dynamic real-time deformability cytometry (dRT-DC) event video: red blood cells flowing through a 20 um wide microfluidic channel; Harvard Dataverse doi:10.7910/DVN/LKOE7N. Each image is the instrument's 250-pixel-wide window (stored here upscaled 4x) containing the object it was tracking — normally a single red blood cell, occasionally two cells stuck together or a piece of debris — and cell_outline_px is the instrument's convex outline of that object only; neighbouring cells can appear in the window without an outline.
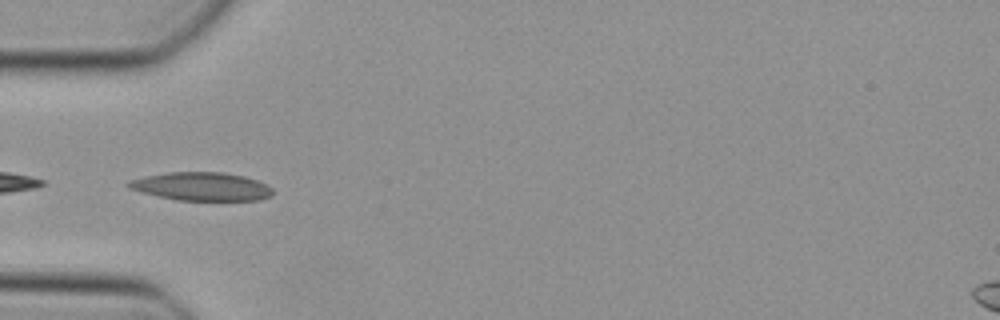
{"species": "Egyptian fruit bat (a non-hibernating species)", "species_latin": "Rousettus aegyptiacus", "temperature_condition": "cold", "stored_images_in_passage": 46, "camera_frame_rate_fps": 3000, "um_per_image_px": 0.085, "animal": {"sex": "female"}, "frame": {"image": 1, "passage_image": 14, "time_ms": 4.333, "image_size_px": [1000, 320], "cell_outline_px": [[272, 196], [256, 200], [176, 200], [140, 192], [128, 188], [124, 184], [128, 180], [144, 176], [168, 172], [224, 172], [244, 176], [256, 180], [272, 188]], "centroid_in_image_um": [17.06, 15.84], "position_along_channel_um": 67.9, "area_um2": 23.87}}
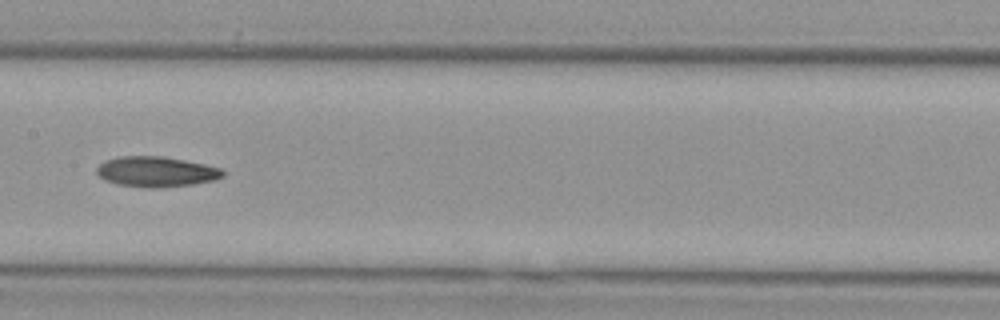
{"frame": {"image": 2, "passage_image": 23, "time_ms": 7.333, "image_size_px": [1000, 320], "cell_outline_px": [[224, 176], [212, 180], [192, 184], [160, 188], [152, 188], [120, 184], [104, 180], [96, 172], [96, 168], [104, 160], [120, 156], [164, 156], [204, 164], [220, 168], [224, 172]], "centroid_in_image_um": [13.25, 14.58], "position_along_channel_um": 194.1, "area_um2": 22.14}}
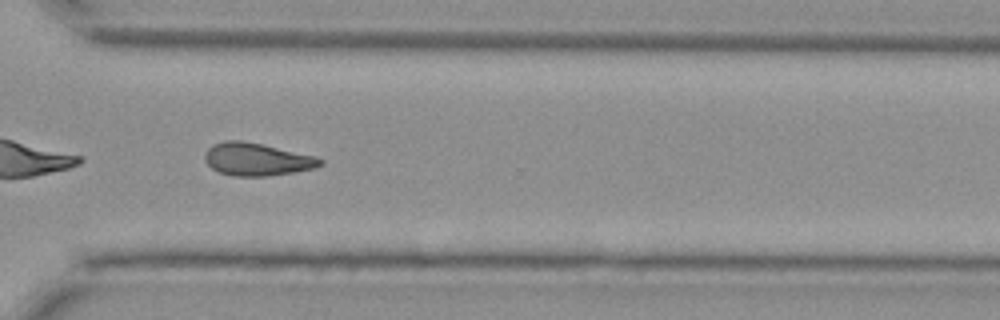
{"frame": {"image": 3, "passage_image": 34, "time_ms": 11.0, "image_size_px": [1000, 320], "cell_outline_px": [[324, 164], [316, 168], [268, 176], [232, 176], [220, 172], [212, 168], [204, 160], [204, 156], [208, 148], [212, 144], [224, 140], [240, 140], [260, 144], [316, 156], [324, 160]], "centroid_in_image_um": [21.83, 13.54], "position_along_channel_um": 348.8, "area_um2": 21.96}}